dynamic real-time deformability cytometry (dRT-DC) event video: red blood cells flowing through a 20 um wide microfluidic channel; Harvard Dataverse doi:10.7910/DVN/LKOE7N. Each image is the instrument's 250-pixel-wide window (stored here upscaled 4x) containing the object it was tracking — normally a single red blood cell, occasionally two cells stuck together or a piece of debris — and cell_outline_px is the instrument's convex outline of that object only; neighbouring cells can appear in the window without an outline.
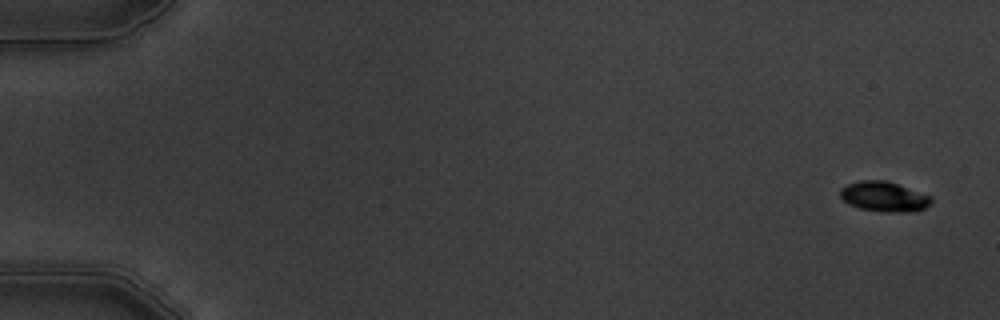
{"species": "common noctule bat (a hibernating species)", "species_latin": "Nyctalus noctula", "temperature_condition": "warm", "stored_images_in_passage": 5, "camera_frame_rate_fps": 3000, "um_per_image_px": 0.085, "animal": {"sex": "male", "body_mass_g": 19.5, "forearm_length_mm": 54.6}, "frame": {"image": 1, "passage_image": 1, "time_ms": 0.0, "image_size_px": [1000, 320], "cell_outline_px": [[932, 204], [924, 208], [912, 212], [884, 212], [860, 208], [848, 204], [840, 196], [840, 188], [848, 184], [860, 180], [888, 180], [932, 196]], "centroid_in_image_um": [75.17, 16.71], "position_along_channel_um": 9.8, "area_um2": 16.13}}
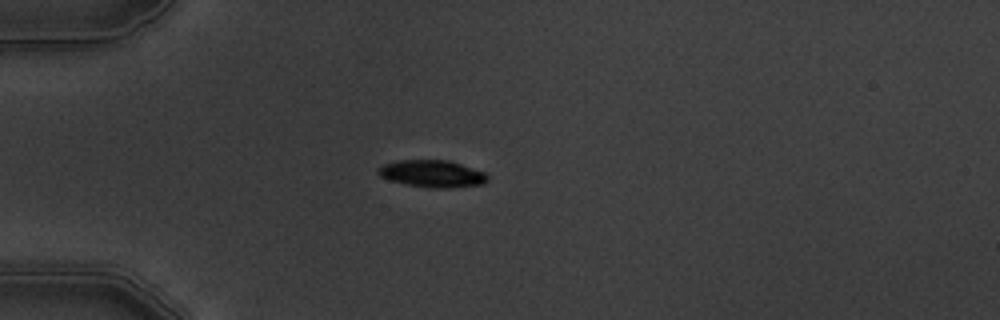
{"frame": {"image": 2, "passage_image": 5, "time_ms": 4.667, "image_size_px": [1000, 320], "cell_outline_px": [[488, 180], [484, 184], [452, 188], [432, 188], [408, 184], [388, 180], [380, 176], [376, 172], [376, 168], [384, 164], [400, 160], [448, 160], [484, 172], [488, 176]], "centroid_in_image_um": [36.72, 14.77], "position_along_channel_um": 48.3, "area_um2": 17.28}}